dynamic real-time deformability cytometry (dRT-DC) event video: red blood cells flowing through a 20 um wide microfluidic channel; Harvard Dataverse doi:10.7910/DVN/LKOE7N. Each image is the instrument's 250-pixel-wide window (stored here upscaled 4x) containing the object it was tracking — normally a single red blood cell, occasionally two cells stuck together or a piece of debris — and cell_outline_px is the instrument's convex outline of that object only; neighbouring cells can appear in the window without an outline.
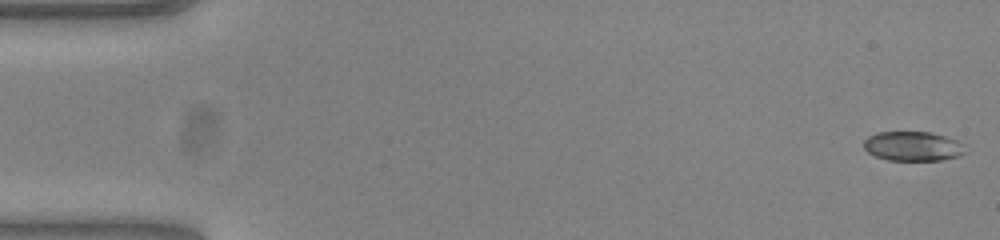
{"species": "common noctule bat (a hibernating species)", "species_latin": "Nyctalus noctula", "temperature_condition": "warm", "stored_images_in_passage": 47, "camera_frame_rate_fps": 3000, "um_per_image_px": 0.085, "animal": {"sex": "female", "body_mass_g": 23.0, "forearm_length_mm": 53.4}, "frame": {"image": 1, "passage_image": 1, "time_ms": 0.0, "image_size_px": [1000, 240], "cell_outline_px": [[968, 152], [960, 156], [940, 160], [888, 160], [876, 156], [868, 152], [864, 148], [864, 140], [868, 136], [876, 132], [932, 132], [956, 140], [964, 144]], "centroid_in_image_um": [77.63, 12.42], "position_along_channel_um": 7.4, "area_um2": 17.57}}
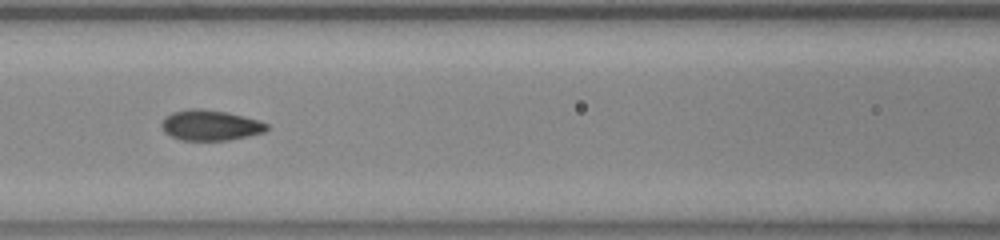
{"frame": {"image": 2, "passage_image": 23, "time_ms": 7.333, "image_size_px": [1000, 240], "cell_outline_px": [[268, 128], [264, 132], [248, 136], [228, 140], [180, 140], [164, 132], [160, 124], [164, 116], [172, 112], [188, 108], [200, 108], [228, 112], [244, 116], [268, 124]], "centroid_in_image_um": [17.83, 10.63], "position_along_channel_um": 148.8, "area_um2": 18.79}}
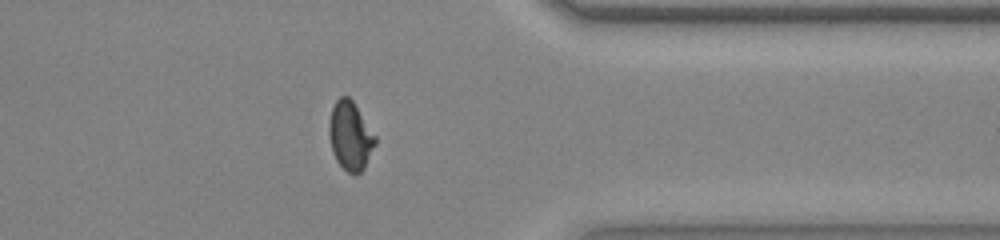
{"frame": {"image": 3, "passage_image": 42, "time_ms": 13.667, "image_size_px": [1000, 240], "cell_outline_px": [[376, 144], [364, 168], [356, 176], [348, 172], [336, 160], [332, 148], [328, 132], [328, 128], [332, 108], [336, 100], [340, 96], [348, 96], [352, 100], [376, 136]], "centroid_in_image_um": [29.78, 11.55], "position_along_channel_um": 381.6, "area_um2": 18.32}}